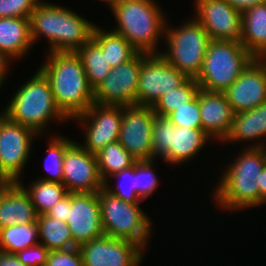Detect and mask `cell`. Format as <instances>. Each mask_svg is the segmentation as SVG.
I'll list each match as a JSON object with an SVG mask.
<instances>
[{
	"instance_id": "obj_1",
	"label": "cell",
	"mask_w": 266,
	"mask_h": 266,
	"mask_svg": "<svg viewBox=\"0 0 266 266\" xmlns=\"http://www.w3.org/2000/svg\"><path fill=\"white\" fill-rule=\"evenodd\" d=\"M40 67L50 83L56 105L69 120L95 103L94 89L75 52L48 53L46 62Z\"/></svg>"
},
{
	"instance_id": "obj_2",
	"label": "cell",
	"mask_w": 266,
	"mask_h": 266,
	"mask_svg": "<svg viewBox=\"0 0 266 266\" xmlns=\"http://www.w3.org/2000/svg\"><path fill=\"white\" fill-rule=\"evenodd\" d=\"M228 165L214 190L215 203L228 211L260 204L259 177L266 165V147L245 148Z\"/></svg>"
},
{
	"instance_id": "obj_3",
	"label": "cell",
	"mask_w": 266,
	"mask_h": 266,
	"mask_svg": "<svg viewBox=\"0 0 266 266\" xmlns=\"http://www.w3.org/2000/svg\"><path fill=\"white\" fill-rule=\"evenodd\" d=\"M35 73L18 88L2 113L12 122L26 126L40 135L44 134L49 121L65 122L69 119L56 105L47 77L40 69Z\"/></svg>"
},
{
	"instance_id": "obj_4",
	"label": "cell",
	"mask_w": 266,
	"mask_h": 266,
	"mask_svg": "<svg viewBox=\"0 0 266 266\" xmlns=\"http://www.w3.org/2000/svg\"><path fill=\"white\" fill-rule=\"evenodd\" d=\"M111 10L117 21L114 32L126 38L138 52L158 54V40L164 37L167 21L157 2L120 0Z\"/></svg>"
},
{
	"instance_id": "obj_5",
	"label": "cell",
	"mask_w": 266,
	"mask_h": 266,
	"mask_svg": "<svg viewBox=\"0 0 266 266\" xmlns=\"http://www.w3.org/2000/svg\"><path fill=\"white\" fill-rule=\"evenodd\" d=\"M254 59L240 42L211 39L196 82L201 89L224 92Z\"/></svg>"
},
{
	"instance_id": "obj_6",
	"label": "cell",
	"mask_w": 266,
	"mask_h": 266,
	"mask_svg": "<svg viewBox=\"0 0 266 266\" xmlns=\"http://www.w3.org/2000/svg\"><path fill=\"white\" fill-rule=\"evenodd\" d=\"M104 235L131 241L142 249L152 234V223L139 207L117 198L102 188L98 192Z\"/></svg>"
},
{
	"instance_id": "obj_7",
	"label": "cell",
	"mask_w": 266,
	"mask_h": 266,
	"mask_svg": "<svg viewBox=\"0 0 266 266\" xmlns=\"http://www.w3.org/2000/svg\"><path fill=\"white\" fill-rule=\"evenodd\" d=\"M172 28L166 23L164 40L168 51L159 54L187 78L196 79L211 40L209 34L194 17L179 28Z\"/></svg>"
},
{
	"instance_id": "obj_8",
	"label": "cell",
	"mask_w": 266,
	"mask_h": 266,
	"mask_svg": "<svg viewBox=\"0 0 266 266\" xmlns=\"http://www.w3.org/2000/svg\"><path fill=\"white\" fill-rule=\"evenodd\" d=\"M211 139L202 129L175 126L167 117L156 115L152 131L153 159L159 155L171 166L183 164Z\"/></svg>"
},
{
	"instance_id": "obj_9",
	"label": "cell",
	"mask_w": 266,
	"mask_h": 266,
	"mask_svg": "<svg viewBox=\"0 0 266 266\" xmlns=\"http://www.w3.org/2000/svg\"><path fill=\"white\" fill-rule=\"evenodd\" d=\"M34 136L38 135L33 130L0 116V176L6 183L19 181Z\"/></svg>"
},
{
	"instance_id": "obj_10",
	"label": "cell",
	"mask_w": 266,
	"mask_h": 266,
	"mask_svg": "<svg viewBox=\"0 0 266 266\" xmlns=\"http://www.w3.org/2000/svg\"><path fill=\"white\" fill-rule=\"evenodd\" d=\"M187 79L161 54H148L141 62L136 105L153 106L163 94L179 87Z\"/></svg>"
},
{
	"instance_id": "obj_11",
	"label": "cell",
	"mask_w": 266,
	"mask_h": 266,
	"mask_svg": "<svg viewBox=\"0 0 266 266\" xmlns=\"http://www.w3.org/2000/svg\"><path fill=\"white\" fill-rule=\"evenodd\" d=\"M147 53L138 52L131 60L112 67L107 77L94 89V101L101 105H136L141 62Z\"/></svg>"
},
{
	"instance_id": "obj_12",
	"label": "cell",
	"mask_w": 266,
	"mask_h": 266,
	"mask_svg": "<svg viewBox=\"0 0 266 266\" xmlns=\"http://www.w3.org/2000/svg\"><path fill=\"white\" fill-rule=\"evenodd\" d=\"M156 114L152 106H122L118 142L136 159H153L152 131Z\"/></svg>"
},
{
	"instance_id": "obj_13",
	"label": "cell",
	"mask_w": 266,
	"mask_h": 266,
	"mask_svg": "<svg viewBox=\"0 0 266 266\" xmlns=\"http://www.w3.org/2000/svg\"><path fill=\"white\" fill-rule=\"evenodd\" d=\"M73 119L79 120V123L82 122L80 124L85 130L86 140L82 147L88 152L96 154L108 144L118 141L122 106L93 103L86 112Z\"/></svg>"
},
{
	"instance_id": "obj_14",
	"label": "cell",
	"mask_w": 266,
	"mask_h": 266,
	"mask_svg": "<svg viewBox=\"0 0 266 266\" xmlns=\"http://www.w3.org/2000/svg\"><path fill=\"white\" fill-rule=\"evenodd\" d=\"M63 184L68 193H96L104 188L94 153L72 142L63 158Z\"/></svg>"
},
{
	"instance_id": "obj_15",
	"label": "cell",
	"mask_w": 266,
	"mask_h": 266,
	"mask_svg": "<svg viewBox=\"0 0 266 266\" xmlns=\"http://www.w3.org/2000/svg\"><path fill=\"white\" fill-rule=\"evenodd\" d=\"M78 248L84 266H138L144 256L139 245L107 235L85 242Z\"/></svg>"
},
{
	"instance_id": "obj_16",
	"label": "cell",
	"mask_w": 266,
	"mask_h": 266,
	"mask_svg": "<svg viewBox=\"0 0 266 266\" xmlns=\"http://www.w3.org/2000/svg\"><path fill=\"white\" fill-rule=\"evenodd\" d=\"M195 19L212 40L240 42L242 13L225 0H195Z\"/></svg>"
},
{
	"instance_id": "obj_17",
	"label": "cell",
	"mask_w": 266,
	"mask_h": 266,
	"mask_svg": "<svg viewBox=\"0 0 266 266\" xmlns=\"http://www.w3.org/2000/svg\"><path fill=\"white\" fill-rule=\"evenodd\" d=\"M66 223L77 246L104 235L98 192L72 193V208Z\"/></svg>"
},
{
	"instance_id": "obj_18",
	"label": "cell",
	"mask_w": 266,
	"mask_h": 266,
	"mask_svg": "<svg viewBox=\"0 0 266 266\" xmlns=\"http://www.w3.org/2000/svg\"><path fill=\"white\" fill-rule=\"evenodd\" d=\"M234 114L266 102V71L255 58L232 85L223 92Z\"/></svg>"
},
{
	"instance_id": "obj_19",
	"label": "cell",
	"mask_w": 266,
	"mask_h": 266,
	"mask_svg": "<svg viewBox=\"0 0 266 266\" xmlns=\"http://www.w3.org/2000/svg\"><path fill=\"white\" fill-rule=\"evenodd\" d=\"M202 130L212 139L224 142L233 126L234 112L223 92L199 89Z\"/></svg>"
},
{
	"instance_id": "obj_20",
	"label": "cell",
	"mask_w": 266,
	"mask_h": 266,
	"mask_svg": "<svg viewBox=\"0 0 266 266\" xmlns=\"http://www.w3.org/2000/svg\"><path fill=\"white\" fill-rule=\"evenodd\" d=\"M38 214L29 195L17 183H6L0 189V229L12 225L36 223Z\"/></svg>"
},
{
	"instance_id": "obj_21",
	"label": "cell",
	"mask_w": 266,
	"mask_h": 266,
	"mask_svg": "<svg viewBox=\"0 0 266 266\" xmlns=\"http://www.w3.org/2000/svg\"><path fill=\"white\" fill-rule=\"evenodd\" d=\"M94 23L72 10L59 6L58 52H75L93 35Z\"/></svg>"
},
{
	"instance_id": "obj_22",
	"label": "cell",
	"mask_w": 266,
	"mask_h": 266,
	"mask_svg": "<svg viewBox=\"0 0 266 266\" xmlns=\"http://www.w3.org/2000/svg\"><path fill=\"white\" fill-rule=\"evenodd\" d=\"M32 44L29 18H0V54L11 62L22 58Z\"/></svg>"
},
{
	"instance_id": "obj_23",
	"label": "cell",
	"mask_w": 266,
	"mask_h": 266,
	"mask_svg": "<svg viewBox=\"0 0 266 266\" xmlns=\"http://www.w3.org/2000/svg\"><path fill=\"white\" fill-rule=\"evenodd\" d=\"M263 137H266V102L254 109L235 113L231 132L223 143L253 141L247 148H262L266 147ZM253 139L262 142L258 140L256 144Z\"/></svg>"
},
{
	"instance_id": "obj_24",
	"label": "cell",
	"mask_w": 266,
	"mask_h": 266,
	"mask_svg": "<svg viewBox=\"0 0 266 266\" xmlns=\"http://www.w3.org/2000/svg\"><path fill=\"white\" fill-rule=\"evenodd\" d=\"M240 43L254 58L266 51V2L242 12Z\"/></svg>"
},
{
	"instance_id": "obj_25",
	"label": "cell",
	"mask_w": 266,
	"mask_h": 266,
	"mask_svg": "<svg viewBox=\"0 0 266 266\" xmlns=\"http://www.w3.org/2000/svg\"><path fill=\"white\" fill-rule=\"evenodd\" d=\"M29 19L33 44L44 36L50 43L49 52H58L59 5L40 1Z\"/></svg>"
},
{
	"instance_id": "obj_26",
	"label": "cell",
	"mask_w": 266,
	"mask_h": 266,
	"mask_svg": "<svg viewBox=\"0 0 266 266\" xmlns=\"http://www.w3.org/2000/svg\"><path fill=\"white\" fill-rule=\"evenodd\" d=\"M92 39L106 53L107 61L111 67L119 66L131 60L138 51L122 35L102 30L95 24Z\"/></svg>"
},
{
	"instance_id": "obj_27",
	"label": "cell",
	"mask_w": 266,
	"mask_h": 266,
	"mask_svg": "<svg viewBox=\"0 0 266 266\" xmlns=\"http://www.w3.org/2000/svg\"><path fill=\"white\" fill-rule=\"evenodd\" d=\"M37 226L39 232V243L49 251L68 250L78 247L73 240L70 228L64 221L53 217L38 215Z\"/></svg>"
},
{
	"instance_id": "obj_28",
	"label": "cell",
	"mask_w": 266,
	"mask_h": 266,
	"mask_svg": "<svg viewBox=\"0 0 266 266\" xmlns=\"http://www.w3.org/2000/svg\"><path fill=\"white\" fill-rule=\"evenodd\" d=\"M75 53L82 62L89 84L95 89L112 69L107 61L106 53L92 38Z\"/></svg>"
},
{
	"instance_id": "obj_29",
	"label": "cell",
	"mask_w": 266,
	"mask_h": 266,
	"mask_svg": "<svg viewBox=\"0 0 266 266\" xmlns=\"http://www.w3.org/2000/svg\"><path fill=\"white\" fill-rule=\"evenodd\" d=\"M29 195L31 203L38 215L46 214L58 201L64 198L68 191L63 183L43 181L38 178L29 187L17 182Z\"/></svg>"
},
{
	"instance_id": "obj_30",
	"label": "cell",
	"mask_w": 266,
	"mask_h": 266,
	"mask_svg": "<svg viewBox=\"0 0 266 266\" xmlns=\"http://www.w3.org/2000/svg\"><path fill=\"white\" fill-rule=\"evenodd\" d=\"M95 155L103 182L108 181V177L136 163V159L118 141L108 144Z\"/></svg>"
},
{
	"instance_id": "obj_31",
	"label": "cell",
	"mask_w": 266,
	"mask_h": 266,
	"mask_svg": "<svg viewBox=\"0 0 266 266\" xmlns=\"http://www.w3.org/2000/svg\"><path fill=\"white\" fill-rule=\"evenodd\" d=\"M37 223L12 225L0 229V251L16 254L18 251L38 244Z\"/></svg>"
},
{
	"instance_id": "obj_32",
	"label": "cell",
	"mask_w": 266,
	"mask_h": 266,
	"mask_svg": "<svg viewBox=\"0 0 266 266\" xmlns=\"http://www.w3.org/2000/svg\"><path fill=\"white\" fill-rule=\"evenodd\" d=\"M200 87L196 79L188 78L179 87L163 94L152 106L155 114L161 117H168L173 111L188 102L192 101Z\"/></svg>"
},
{
	"instance_id": "obj_33",
	"label": "cell",
	"mask_w": 266,
	"mask_h": 266,
	"mask_svg": "<svg viewBox=\"0 0 266 266\" xmlns=\"http://www.w3.org/2000/svg\"><path fill=\"white\" fill-rule=\"evenodd\" d=\"M61 135L53 136L48 143V156L45 158V169L49 174L40 180L63 183V158L67 147L72 143Z\"/></svg>"
},
{
	"instance_id": "obj_34",
	"label": "cell",
	"mask_w": 266,
	"mask_h": 266,
	"mask_svg": "<svg viewBox=\"0 0 266 266\" xmlns=\"http://www.w3.org/2000/svg\"><path fill=\"white\" fill-rule=\"evenodd\" d=\"M110 177L118 178L117 180L119 181V184L115 187L113 185L109 186V178V181L104 182V189L107 192L131 204H139L143 201L135 191V164L130 168L122 170ZM119 178H121V180L123 179V181H121L122 183Z\"/></svg>"
},
{
	"instance_id": "obj_35",
	"label": "cell",
	"mask_w": 266,
	"mask_h": 266,
	"mask_svg": "<svg viewBox=\"0 0 266 266\" xmlns=\"http://www.w3.org/2000/svg\"><path fill=\"white\" fill-rule=\"evenodd\" d=\"M154 159L136 161L135 163V191L138 196L145 200L153 192L158 185V177L154 173Z\"/></svg>"
},
{
	"instance_id": "obj_36",
	"label": "cell",
	"mask_w": 266,
	"mask_h": 266,
	"mask_svg": "<svg viewBox=\"0 0 266 266\" xmlns=\"http://www.w3.org/2000/svg\"><path fill=\"white\" fill-rule=\"evenodd\" d=\"M175 126L202 129L198 95L167 117Z\"/></svg>"
},
{
	"instance_id": "obj_37",
	"label": "cell",
	"mask_w": 266,
	"mask_h": 266,
	"mask_svg": "<svg viewBox=\"0 0 266 266\" xmlns=\"http://www.w3.org/2000/svg\"><path fill=\"white\" fill-rule=\"evenodd\" d=\"M41 0H0V18H30Z\"/></svg>"
},
{
	"instance_id": "obj_38",
	"label": "cell",
	"mask_w": 266,
	"mask_h": 266,
	"mask_svg": "<svg viewBox=\"0 0 266 266\" xmlns=\"http://www.w3.org/2000/svg\"><path fill=\"white\" fill-rule=\"evenodd\" d=\"M45 266H84L78 247L68 250L50 251Z\"/></svg>"
},
{
	"instance_id": "obj_39",
	"label": "cell",
	"mask_w": 266,
	"mask_h": 266,
	"mask_svg": "<svg viewBox=\"0 0 266 266\" xmlns=\"http://www.w3.org/2000/svg\"><path fill=\"white\" fill-rule=\"evenodd\" d=\"M49 252L44 245L38 243L18 251L16 256L25 266H45Z\"/></svg>"
},
{
	"instance_id": "obj_40",
	"label": "cell",
	"mask_w": 266,
	"mask_h": 266,
	"mask_svg": "<svg viewBox=\"0 0 266 266\" xmlns=\"http://www.w3.org/2000/svg\"><path fill=\"white\" fill-rule=\"evenodd\" d=\"M69 208H72V193H68L64 198L58 201L47 213V216L53 217L59 221L66 222L68 219Z\"/></svg>"
},
{
	"instance_id": "obj_41",
	"label": "cell",
	"mask_w": 266,
	"mask_h": 266,
	"mask_svg": "<svg viewBox=\"0 0 266 266\" xmlns=\"http://www.w3.org/2000/svg\"><path fill=\"white\" fill-rule=\"evenodd\" d=\"M231 7L240 11L241 13L245 10L257 6L258 4L265 3L266 0H225Z\"/></svg>"
},
{
	"instance_id": "obj_42",
	"label": "cell",
	"mask_w": 266,
	"mask_h": 266,
	"mask_svg": "<svg viewBox=\"0 0 266 266\" xmlns=\"http://www.w3.org/2000/svg\"><path fill=\"white\" fill-rule=\"evenodd\" d=\"M0 266H25L14 253L0 251Z\"/></svg>"
},
{
	"instance_id": "obj_43",
	"label": "cell",
	"mask_w": 266,
	"mask_h": 266,
	"mask_svg": "<svg viewBox=\"0 0 266 266\" xmlns=\"http://www.w3.org/2000/svg\"><path fill=\"white\" fill-rule=\"evenodd\" d=\"M259 189H260V206L266 200V165L260 173L259 177Z\"/></svg>"
},
{
	"instance_id": "obj_44",
	"label": "cell",
	"mask_w": 266,
	"mask_h": 266,
	"mask_svg": "<svg viewBox=\"0 0 266 266\" xmlns=\"http://www.w3.org/2000/svg\"><path fill=\"white\" fill-rule=\"evenodd\" d=\"M9 60L4 57L2 54H0V87L4 83V80H6V73L9 65Z\"/></svg>"
},
{
	"instance_id": "obj_45",
	"label": "cell",
	"mask_w": 266,
	"mask_h": 266,
	"mask_svg": "<svg viewBox=\"0 0 266 266\" xmlns=\"http://www.w3.org/2000/svg\"><path fill=\"white\" fill-rule=\"evenodd\" d=\"M256 59L264 67V70L266 71V51L262 52Z\"/></svg>"
},
{
	"instance_id": "obj_46",
	"label": "cell",
	"mask_w": 266,
	"mask_h": 266,
	"mask_svg": "<svg viewBox=\"0 0 266 266\" xmlns=\"http://www.w3.org/2000/svg\"><path fill=\"white\" fill-rule=\"evenodd\" d=\"M100 1V0H99ZM101 1H103V2H106V4L107 5H109L110 7V9L114 6V5H116L120 0H101Z\"/></svg>"
},
{
	"instance_id": "obj_47",
	"label": "cell",
	"mask_w": 266,
	"mask_h": 266,
	"mask_svg": "<svg viewBox=\"0 0 266 266\" xmlns=\"http://www.w3.org/2000/svg\"><path fill=\"white\" fill-rule=\"evenodd\" d=\"M6 184V181L0 176V189Z\"/></svg>"
}]
</instances>
